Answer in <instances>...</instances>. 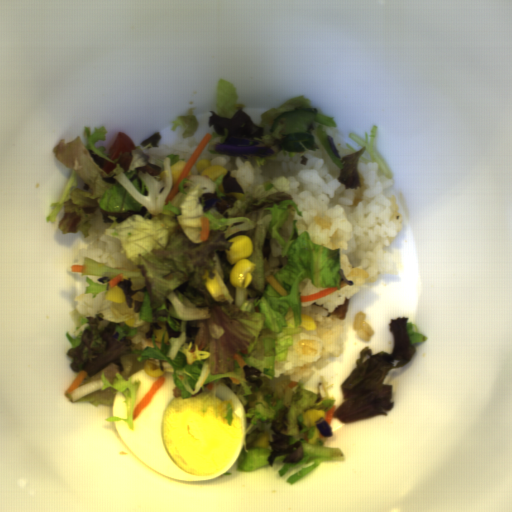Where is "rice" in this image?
<instances>
[{
    "label": "rice",
    "mask_w": 512,
    "mask_h": 512,
    "mask_svg": "<svg viewBox=\"0 0 512 512\" xmlns=\"http://www.w3.org/2000/svg\"><path fill=\"white\" fill-rule=\"evenodd\" d=\"M319 149L295 155L283 153L265 159L262 165L222 154H211L209 141L195 160L192 175H199L203 159L213 167L225 168L235 176L243 190L287 178L289 191L302 213L292 211L279 228L281 240L288 243L294 221L298 237L307 232L319 246L339 249L340 268L353 285L342 286L324 297L301 301V315L312 318L317 329L293 334L287 359L276 361L274 377L286 374L297 384L309 379L312 369L321 370L329 359L344 350V321L330 313L363 287L400 272L386 254V248L403 229V216L396 195L388 191L393 182L382 173L378 163H357L360 187L346 188L339 181L340 169L314 134Z\"/></svg>",
    "instance_id": "obj_1"
},
{
    "label": "rice",
    "mask_w": 512,
    "mask_h": 512,
    "mask_svg": "<svg viewBox=\"0 0 512 512\" xmlns=\"http://www.w3.org/2000/svg\"><path fill=\"white\" fill-rule=\"evenodd\" d=\"M86 244L78 251L74 266H84V258L96 260L117 269L133 270L134 263L122 251L121 244L113 236L105 235L108 228L102 212L95 211L89 221Z\"/></svg>",
    "instance_id": "obj_2"
},
{
    "label": "rice",
    "mask_w": 512,
    "mask_h": 512,
    "mask_svg": "<svg viewBox=\"0 0 512 512\" xmlns=\"http://www.w3.org/2000/svg\"><path fill=\"white\" fill-rule=\"evenodd\" d=\"M202 140H196L194 134L187 138H180L176 142L158 144V147L148 150L149 155L155 160H164L170 154H176L178 158L189 161Z\"/></svg>",
    "instance_id": "obj_3"
},
{
    "label": "rice",
    "mask_w": 512,
    "mask_h": 512,
    "mask_svg": "<svg viewBox=\"0 0 512 512\" xmlns=\"http://www.w3.org/2000/svg\"><path fill=\"white\" fill-rule=\"evenodd\" d=\"M366 315L367 313L364 311H359L354 314L353 331H356L358 340L368 343L370 342L371 336H373L374 332L368 322L364 320Z\"/></svg>",
    "instance_id": "obj_4"
},
{
    "label": "rice",
    "mask_w": 512,
    "mask_h": 512,
    "mask_svg": "<svg viewBox=\"0 0 512 512\" xmlns=\"http://www.w3.org/2000/svg\"><path fill=\"white\" fill-rule=\"evenodd\" d=\"M330 287H316L313 285L312 280L308 278H304L299 286V293L301 295H311L316 292L328 289Z\"/></svg>",
    "instance_id": "obj_5"
},
{
    "label": "rice",
    "mask_w": 512,
    "mask_h": 512,
    "mask_svg": "<svg viewBox=\"0 0 512 512\" xmlns=\"http://www.w3.org/2000/svg\"><path fill=\"white\" fill-rule=\"evenodd\" d=\"M333 145H334L337 153L339 154V156L342 159L349 156L350 154H352V150H351V148L347 147V143H342V144H334L333 143Z\"/></svg>",
    "instance_id": "obj_6"
}]
</instances>
